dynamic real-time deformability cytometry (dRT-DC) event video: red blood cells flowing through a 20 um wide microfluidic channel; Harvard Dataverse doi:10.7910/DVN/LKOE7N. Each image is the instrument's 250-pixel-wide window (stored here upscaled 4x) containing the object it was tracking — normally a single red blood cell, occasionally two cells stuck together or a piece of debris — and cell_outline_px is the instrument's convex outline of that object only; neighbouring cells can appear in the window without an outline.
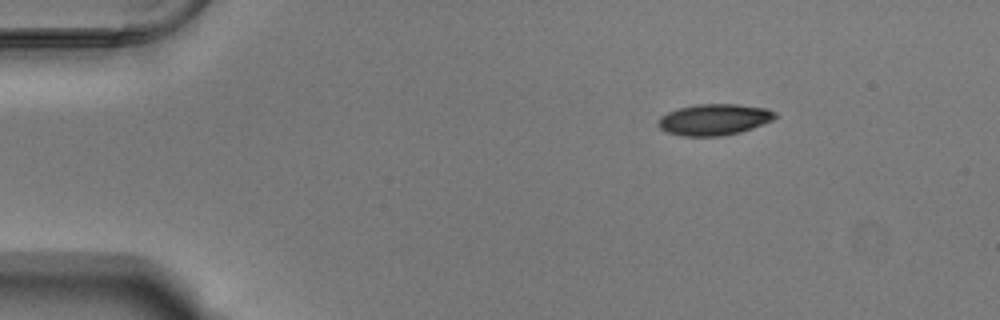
{"species": "Egyptian fruit bat (a non-hibernating species)", "species_latin": "Rousettus aegyptiacus", "temperature_condition": "warm", "stored_images_in_passage": 47, "camera_frame_rate_fps": 3000, "um_per_image_px": 0.085, "animal": {"sex": "male"}, "frame": {"image": 1, "passage_image": 1, "time_ms": 0.0, "image_size_px": [1000, 320], "cell_outline_px": [[776, 116], [772, 120], [752, 128], [740, 132], [720, 136], [684, 136], [668, 132], [660, 128], [656, 124], [660, 116], [668, 112], [680, 108], [696, 104], [736, 104], [768, 108], [776, 112]], "centroid_in_image_um": [60.7, 10.15], "position_along_channel_um": 24.3, "area_um2": 21.21}}
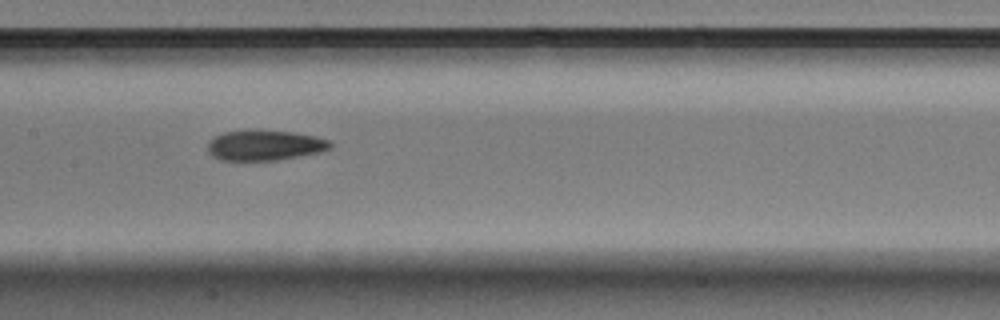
{"frame": {"image": 2, "passage_image": 20, "time_ms": 6.333, "image_size_px": [1000, 320], "cell_outline_px": [[332, 148], [320, 152], [276, 160], [220, 160], [212, 156], [208, 152], [208, 140], [224, 132], [292, 132], [312, 136], [328, 140], [332, 144]], "centroid_in_image_um": [22.49, 12.38], "position_along_channel_um": 184.9, "area_um2": 20.92}}
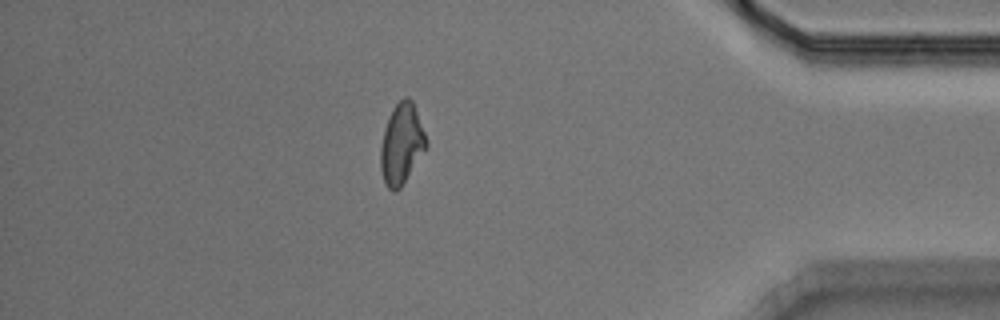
{"frame": {"image": 3, "passage_image": 40, "time_ms": 13.0, "image_size_px": [1000, 320], "cell_outline_px": [[428, 148], [400, 188], [396, 192], [392, 192], [388, 188], [384, 180], [380, 168], [380, 148], [384, 128], [388, 116], [392, 108], [404, 96], [408, 96], [412, 100], [428, 140]], "centroid_in_image_um": [34.14, 12.23], "position_along_channel_um": 401.1, "area_um2": 21.79}, "authors_computed_cell_mechanics": {"area_um2": 21.4438, "velocity_mm_per_s": 3.7697, "shape_relaxation_time_tau1_ms": 7.096, "shape_relaxation_time_tau2_ms": 6.2535, "deformation_change_tau1": 0.1701, "deformation_change_tau2": 0.1385}}